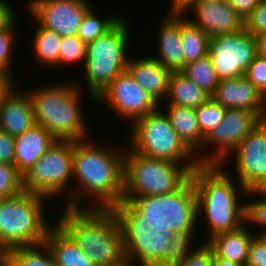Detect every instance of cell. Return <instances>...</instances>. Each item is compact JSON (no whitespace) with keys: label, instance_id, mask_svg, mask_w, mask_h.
<instances>
[{"label":"cell","instance_id":"ac0fdd59","mask_svg":"<svg viewBox=\"0 0 266 266\" xmlns=\"http://www.w3.org/2000/svg\"><path fill=\"white\" fill-rule=\"evenodd\" d=\"M211 97L226 109H244L266 119V98L245 76L220 80Z\"/></svg>","mask_w":266,"mask_h":266},{"label":"cell","instance_id":"cb8c5ba5","mask_svg":"<svg viewBox=\"0 0 266 266\" xmlns=\"http://www.w3.org/2000/svg\"><path fill=\"white\" fill-rule=\"evenodd\" d=\"M159 107L165 108L162 111L168 117L170 124L178 134L179 138L195 155H197L196 159L202 156L203 154L200 149L203 146L205 136L201 133L199 128L195 108L169 104L159 105Z\"/></svg>","mask_w":266,"mask_h":266},{"label":"cell","instance_id":"5bb4252c","mask_svg":"<svg viewBox=\"0 0 266 266\" xmlns=\"http://www.w3.org/2000/svg\"><path fill=\"white\" fill-rule=\"evenodd\" d=\"M95 100L108 105L106 108L117 113L129 125L159 108V103L135 81L128 70L118 74Z\"/></svg>","mask_w":266,"mask_h":266},{"label":"cell","instance_id":"74e56055","mask_svg":"<svg viewBox=\"0 0 266 266\" xmlns=\"http://www.w3.org/2000/svg\"><path fill=\"white\" fill-rule=\"evenodd\" d=\"M214 256L213 248L207 241L201 240V244L194 246L187 256L172 266H211Z\"/></svg>","mask_w":266,"mask_h":266},{"label":"cell","instance_id":"44dd1931","mask_svg":"<svg viewBox=\"0 0 266 266\" xmlns=\"http://www.w3.org/2000/svg\"><path fill=\"white\" fill-rule=\"evenodd\" d=\"M143 56L134 58L130 55L127 70L135 81L161 104V101L167 97L172 72L150 55Z\"/></svg>","mask_w":266,"mask_h":266},{"label":"cell","instance_id":"f546056e","mask_svg":"<svg viewBox=\"0 0 266 266\" xmlns=\"http://www.w3.org/2000/svg\"><path fill=\"white\" fill-rule=\"evenodd\" d=\"M181 72L210 95L214 93L220 81L209 54L187 63Z\"/></svg>","mask_w":266,"mask_h":266},{"label":"cell","instance_id":"d6a6232c","mask_svg":"<svg viewBox=\"0 0 266 266\" xmlns=\"http://www.w3.org/2000/svg\"><path fill=\"white\" fill-rule=\"evenodd\" d=\"M195 111L201 133L206 137L222 122L226 108L211 97Z\"/></svg>","mask_w":266,"mask_h":266},{"label":"cell","instance_id":"4fadbf2b","mask_svg":"<svg viewBox=\"0 0 266 266\" xmlns=\"http://www.w3.org/2000/svg\"><path fill=\"white\" fill-rule=\"evenodd\" d=\"M256 54L255 37L245 28L210 37L209 56L219 80L245 75Z\"/></svg>","mask_w":266,"mask_h":266},{"label":"cell","instance_id":"bcb514c9","mask_svg":"<svg viewBox=\"0 0 266 266\" xmlns=\"http://www.w3.org/2000/svg\"><path fill=\"white\" fill-rule=\"evenodd\" d=\"M197 0H171V6L167 14H185ZM170 9V10H169Z\"/></svg>","mask_w":266,"mask_h":266},{"label":"cell","instance_id":"30bf717a","mask_svg":"<svg viewBox=\"0 0 266 266\" xmlns=\"http://www.w3.org/2000/svg\"><path fill=\"white\" fill-rule=\"evenodd\" d=\"M74 141L56 140L23 175V190L48 199L67 194L73 180Z\"/></svg>","mask_w":266,"mask_h":266},{"label":"cell","instance_id":"ffe728a7","mask_svg":"<svg viewBox=\"0 0 266 266\" xmlns=\"http://www.w3.org/2000/svg\"><path fill=\"white\" fill-rule=\"evenodd\" d=\"M158 27V51L150 55L171 72H179L184 68V52L182 47V14H167ZM160 28V29H159Z\"/></svg>","mask_w":266,"mask_h":266},{"label":"cell","instance_id":"8d00e7d4","mask_svg":"<svg viewBox=\"0 0 266 266\" xmlns=\"http://www.w3.org/2000/svg\"><path fill=\"white\" fill-rule=\"evenodd\" d=\"M17 19L6 29L0 31V71L8 72L13 74L11 67L13 66V47L15 43V35L17 28ZM12 53V54H11ZM12 64V65H11ZM12 72V73H11Z\"/></svg>","mask_w":266,"mask_h":266},{"label":"cell","instance_id":"603a6c76","mask_svg":"<svg viewBox=\"0 0 266 266\" xmlns=\"http://www.w3.org/2000/svg\"><path fill=\"white\" fill-rule=\"evenodd\" d=\"M255 236L249 225L245 223L237 230L221 232L212 236L207 243L213 248L216 256L246 265L249 247Z\"/></svg>","mask_w":266,"mask_h":266},{"label":"cell","instance_id":"ab89813d","mask_svg":"<svg viewBox=\"0 0 266 266\" xmlns=\"http://www.w3.org/2000/svg\"><path fill=\"white\" fill-rule=\"evenodd\" d=\"M244 28L254 37L266 32V0H260L256 8L245 19Z\"/></svg>","mask_w":266,"mask_h":266},{"label":"cell","instance_id":"f35d334b","mask_svg":"<svg viewBox=\"0 0 266 266\" xmlns=\"http://www.w3.org/2000/svg\"><path fill=\"white\" fill-rule=\"evenodd\" d=\"M245 76L266 98V57L256 54Z\"/></svg>","mask_w":266,"mask_h":266},{"label":"cell","instance_id":"ba28073f","mask_svg":"<svg viewBox=\"0 0 266 266\" xmlns=\"http://www.w3.org/2000/svg\"><path fill=\"white\" fill-rule=\"evenodd\" d=\"M128 23L123 15L104 35L87 43L83 69L88 88L86 91H89L92 101H95L118 74L127 70L130 57L127 50L131 37Z\"/></svg>","mask_w":266,"mask_h":266},{"label":"cell","instance_id":"4316f807","mask_svg":"<svg viewBox=\"0 0 266 266\" xmlns=\"http://www.w3.org/2000/svg\"><path fill=\"white\" fill-rule=\"evenodd\" d=\"M0 266H56L46 243L15 247L0 256Z\"/></svg>","mask_w":266,"mask_h":266},{"label":"cell","instance_id":"1f68e13d","mask_svg":"<svg viewBox=\"0 0 266 266\" xmlns=\"http://www.w3.org/2000/svg\"><path fill=\"white\" fill-rule=\"evenodd\" d=\"M247 196L254 200L246 199V224L262 227L255 235L266 236V190H249Z\"/></svg>","mask_w":266,"mask_h":266},{"label":"cell","instance_id":"83f0119b","mask_svg":"<svg viewBox=\"0 0 266 266\" xmlns=\"http://www.w3.org/2000/svg\"><path fill=\"white\" fill-rule=\"evenodd\" d=\"M36 25L31 43L36 62L44 67L58 68L62 37L38 23Z\"/></svg>","mask_w":266,"mask_h":266},{"label":"cell","instance_id":"484cf974","mask_svg":"<svg viewBox=\"0 0 266 266\" xmlns=\"http://www.w3.org/2000/svg\"><path fill=\"white\" fill-rule=\"evenodd\" d=\"M211 95L193 83L183 72H172L167 97L161 104L199 108Z\"/></svg>","mask_w":266,"mask_h":266},{"label":"cell","instance_id":"7c38bea8","mask_svg":"<svg viewBox=\"0 0 266 266\" xmlns=\"http://www.w3.org/2000/svg\"><path fill=\"white\" fill-rule=\"evenodd\" d=\"M262 121L250 110L226 109L222 122L206 137L202 146L211 147L210 152L197 159L199 164H222L248 134ZM213 150V151H212Z\"/></svg>","mask_w":266,"mask_h":266},{"label":"cell","instance_id":"b9f144b4","mask_svg":"<svg viewBox=\"0 0 266 266\" xmlns=\"http://www.w3.org/2000/svg\"><path fill=\"white\" fill-rule=\"evenodd\" d=\"M15 137L0 129V163L14 165Z\"/></svg>","mask_w":266,"mask_h":266},{"label":"cell","instance_id":"c3c4849f","mask_svg":"<svg viewBox=\"0 0 266 266\" xmlns=\"http://www.w3.org/2000/svg\"><path fill=\"white\" fill-rule=\"evenodd\" d=\"M211 266H246V265L222 259L214 254Z\"/></svg>","mask_w":266,"mask_h":266},{"label":"cell","instance_id":"e575fe53","mask_svg":"<svg viewBox=\"0 0 266 266\" xmlns=\"http://www.w3.org/2000/svg\"><path fill=\"white\" fill-rule=\"evenodd\" d=\"M23 176L11 164L0 163V194L12 197L23 192Z\"/></svg>","mask_w":266,"mask_h":266},{"label":"cell","instance_id":"6da1fadb","mask_svg":"<svg viewBox=\"0 0 266 266\" xmlns=\"http://www.w3.org/2000/svg\"><path fill=\"white\" fill-rule=\"evenodd\" d=\"M88 140L74 141L73 180L78 186L68 192L63 207L112 208L124 197L125 147Z\"/></svg>","mask_w":266,"mask_h":266},{"label":"cell","instance_id":"7dc6e473","mask_svg":"<svg viewBox=\"0 0 266 266\" xmlns=\"http://www.w3.org/2000/svg\"><path fill=\"white\" fill-rule=\"evenodd\" d=\"M257 54L266 57V32L255 36Z\"/></svg>","mask_w":266,"mask_h":266},{"label":"cell","instance_id":"52a82bcc","mask_svg":"<svg viewBox=\"0 0 266 266\" xmlns=\"http://www.w3.org/2000/svg\"><path fill=\"white\" fill-rule=\"evenodd\" d=\"M198 165L146 157L126 144L124 197L159 196L177 191Z\"/></svg>","mask_w":266,"mask_h":266},{"label":"cell","instance_id":"9a60e30c","mask_svg":"<svg viewBox=\"0 0 266 266\" xmlns=\"http://www.w3.org/2000/svg\"><path fill=\"white\" fill-rule=\"evenodd\" d=\"M231 157L234 165L233 175L248 191L266 190V119H263L239 143L238 147L221 164ZM233 157V158H232Z\"/></svg>","mask_w":266,"mask_h":266},{"label":"cell","instance_id":"d6986e66","mask_svg":"<svg viewBox=\"0 0 266 266\" xmlns=\"http://www.w3.org/2000/svg\"><path fill=\"white\" fill-rule=\"evenodd\" d=\"M15 86L0 104V129L17 137L36 124L31 98Z\"/></svg>","mask_w":266,"mask_h":266},{"label":"cell","instance_id":"ee69618b","mask_svg":"<svg viewBox=\"0 0 266 266\" xmlns=\"http://www.w3.org/2000/svg\"><path fill=\"white\" fill-rule=\"evenodd\" d=\"M14 7L5 0H0V31L8 28L17 18Z\"/></svg>","mask_w":266,"mask_h":266},{"label":"cell","instance_id":"4dcf8cb0","mask_svg":"<svg viewBox=\"0 0 266 266\" xmlns=\"http://www.w3.org/2000/svg\"><path fill=\"white\" fill-rule=\"evenodd\" d=\"M96 10L92 7L83 17L77 36L85 43L94 41L109 31L125 14L104 17L96 15Z\"/></svg>","mask_w":266,"mask_h":266},{"label":"cell","instance_id":"f907efd6","mask_svg":"<svg viewBox=\"0 0 266 266\" xmlns=\"http://www.w3.org/2000/svg\"><path fill=\"white\" fill-rule=\"evenodd\" d=\"M122 266H134V265L127 262V263L123 264Z\"/></svg>","mask_w":266,"mask_h":266},{"label":"cell","instance_id":"681fc988","mask_svg":"<svg viewBox=\"0 0 266 266\" xmlns=\"http://www.w3.org/2000/svg\"><path fill=\"white\" fill-rule=\"evenodd\" d=\"M213 2V1H218V0H197V2Z\"/></svg>","mask_w":266,"mask_h":266},{"label":"cell","instance_id":"e0dca14e","mask_svg":"<svg viewBox=\"0 0 266 266\" xmlns=\"http://www.w3.org/2000/svg\"><path fill=\"white\" fill-rule=\"evenodd\" d=\"M193 12L194 18L187 19L205 32L209 37L226 35L244 29V20L226 1L196 2L187 11Z\"/></svg>","mask_w":266,"mask_h":266},{"label":"cell","instance_id":"816d5d0a","mask_svg":"<svg viewBox=\"0 0 266 266\" xmlns=\"http://www.w3.org/2000/svg\"><path fill=\"white\" fill-rule=\"evenodd\" d=\"M5 197H3L1 194H0V204L1 202L4 200Z\"/></svg>","mask_w":266,"mask_h":266},{"label":"cell","instance_id":"2e32d148","mask_svg":"<svg viewBox=\"0 0 266 266\" xmlns=\"http://www.w3.org/2000/svg\"><path fill=\"white\" fill-rule=\"evenodd\" d=\"M34 22L63 36H76L84 15L93 7L88 0H29Z\"/></svg>","mask_w":266,"mask_h":266},{"label":"cell","instance_id":"d590c367","mask_svg":"<svg viewBox=\"0 0 266 266\" xmlns=\"http://www.w3.org/2000/svg\"><path fill=\"white\" fill-rule=\"evenodd\" d=\"M193 235H195V232L172 233V237L169 240V266L180 262L194 248L195 237Z\"/></svg>","mask_w":266,"mask_h":266},{"label":"cell","instance_id":"7a4b0ae2","mask_svg":"<svg viewBox=\"0 0 266 266\" xmlns=\"http://www.w3.org/2000/svg\"><path fill=\"white\" fill-rule=\"evenodd\" d=\"M225 168L221 164H199L191 173L197 193V223L204 215L207 224L208 238L204 241L218 233L237 230L246 223L248 190L232 179L233 175Z\"/></svg>","mask_w":266,"mask_h":266},{"label":"cell","instance_id":"5b68a950","mask_svg":"<svg viewBox=\"0 0 266 266\" xmlns=\"http://www.w3.org/2000/svg\"><path fill=\"white\" fill-rule=\"evenodd\" d=\"M79 84L78 80L63 84L58 82L27 90L36 124L48 130L56 140L78 141L90 138V127L83 114L85 112L81 110L84 108L81 107L83 84H80L81 87Z\"/></svg>","mask_w":266,"mask_h":266},{"label":"cell","instance_id":"7402d4cb","mask_svg":"<svg viewBox=\"0 0 266 266\" xmlns=\"http://www.w3.org/2000/svg\"><path fill=\"white\" fill-rule=\"evenodd\" d=\"M56 141L48 130L35 124L15 137L14 166L23 176Z\"/></svg>","mask_w":266,"mask_h":266},{"label":"cell","instance_id":"f6af8a7d","mask_svg":"<svg viewBox=\"0 0 266 266\" xmlns=\"http://www.w3.org/2000/svg\"><path fill=\"white\" fill-rule=\"evenodd\" d=\"M15 82L11 74L0 71V104L4 97L16 86Z\"/></svg>","mask_w":266,"mask_h":266},{"label":"cell","instance_id":"3957f363","mask_svg":"<svg viewBox=\"0 0 266 266\" xmlns=\"http://www.w3.org/2000/svg\"><path fill=\"white\" fill-rule=\"evenodd\" d=\"M55 222L95 266L127 263L120 223L111 208L62 207Z\"/></svg>","mask_w":266,"mask_h":266},{"label":"cell","instance_id":"277c9868","mask_svg":"<svg viewBox=\"0 0 266 266\" xmlns=\"http://www.w3.org/2000/svg\"><path fill=\"white\" fill-rule=\"evenodd\" d=\"M111 209L120 224H155L171 233H197V193L192 178L165 195L123 197Z\"/></svg>","mask_w":266,"mask_h":266},{"label":"cell","instance_id":"7bdbcfd3","mask_svg":"<svg viewBox=\"0 0 266 266\" xmlns=\"http://www.w3.org/2000/svg\"><path fill=\"white\" fill-rule=\"evenodd\" d=\"M236 11V13L245 19L256 8L260 0H226Z\"/></svg>","mask_w":266,"mask_h":266},{"label":"cell","instance_id":"f1b7e54d","mask_svg":"<svg viewBox=\"0 0 266 266\" xmlns=\"http://www.w3.org/2000/svg\"><path fill=\"white\" fill-rule=\"evenodd\" d=\"M210 37L192 24L182 14V47L184 67L187 63L198 60L209 54Z\"/></svg>","mask_w":266,"mask_h":266},{"label":"cell","instance_id":"836d02e7","mask_svg":"<svg viewBox=\"0 0 266 266\" xmlns=\"http://www.w3.org/2000/svg\"><path fill=\"white\" fill-rule=\"evenodd\" d=\"M59 54V67L61 65L85 63L87 54V43L76 36H63Z\"/></svg>","mask_w":266,"mask_h":266},{"label":"cell","instance_id":"60d3db41","mask_svg":"<svg viewBox=\"0 0 266 266\" xmlns=\"http://www.w3.org/2000/svg\"><path fill=\"white\" fill-rule=\"evenodd\" d=\"M246 266H266V236L252 239Z\"/></svg>","mask_w":266,"mask_h":266},{"label":"cell","instance_id":"8992f818","mask_svg":"<svg viewBox=\"0 0 266 266\" xmlns=\"http://www.w3.org/2000/svg\"><path fill=\"white\" fill-rule=\"evenodd\" d=\"M46 199L26 191L4 198L0 204V256L11 248L45 243L55 224L46 218Z\"/></svg>","mask_w":266,"mask_h":266},{"label":"cell","instance_id":"8fae6325","mask_svg":"<svg viewBox=\"0 0 266 266\" xmlns=\"http://www.w3.org/2000/svg\"><path fill=\"white\" fill-rule=\"evenodd\" d=\"M127 262L134 266H169L172 233L163 225L120 224Z\"/></svg>","mask_w":266,"mask_h":266},{"label":"cell","instance_id":"d4e9b609","mask_svg":"<svg viewBox=\"0 0 266 266\" xmlns=\"http://www.w3.org/2000/svg\"><path fill=\"white\" fill-rule=\"evenodd\" d=\"M45 243L52 252L56 266H95L87 254L56 223L48 231Z\"/></svg>","mask_w":266,"mask_h":266},{"label":"cell","instance_id":"9c48e42d","mask_svg":"<svg viewBox=\"0 0 266 266\" xmlns=\"http://www.w3.org/2000/svg\"><path fill=\"white\" fill-rule=\"evenodd\" d=\"M162 109L135 120L128 127L125 144L146 157L180 164H199L196 155L179 138Z\"/></svg>","mask_w":266,"mask_h":266}]
</instances>
